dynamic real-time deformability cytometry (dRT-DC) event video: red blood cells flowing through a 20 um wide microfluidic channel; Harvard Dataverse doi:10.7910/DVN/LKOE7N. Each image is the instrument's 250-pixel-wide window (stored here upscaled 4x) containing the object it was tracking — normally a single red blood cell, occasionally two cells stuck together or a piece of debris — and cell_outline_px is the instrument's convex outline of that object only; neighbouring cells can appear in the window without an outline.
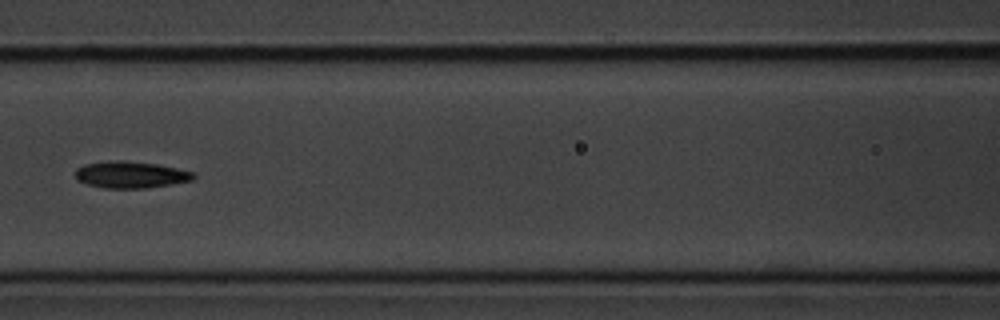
{"species": "common noctule bat (a hibernating species)", "species_latin": "Nyctalus noctula", "temperature_condition": "cold", "stored_images_in_passage": 6, "camera_frame_rate_fps": 3000, "um_per_image_px": 0.085, "animal": {"sex": "male", "body_mass_g": 20.1, "forearm_length_mm": 53.5}, "frame": {"image": 1, "passage_image": 6, "time_ms": 5.667, "image_size_px": [1000, 320], "cell_outline_px": [[196, 176], [192, 180], [172, 184], [148, 188], [104, 188], [88, 184], [76, 180], [76, 168], [84, 164], [108, 160], [116, 160], [156, 164], [196, 172]], "centroid_in_image_um": [11.11, 14.85], "position_along_channel_um": 155.5, "area_um2": 18.44}}